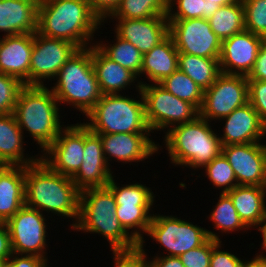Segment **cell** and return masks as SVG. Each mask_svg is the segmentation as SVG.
<instances>
[{
  "label": "cell",
  "mask_w": 266,
  "mask_h": 267,
  "mask_svg": "<svg viewBox=\"0 0 266 267\" xmlns=\"http://www.w3.org/2000/svg\"><path fill=\"white\" fill-rule=\"evenodd\" d=\"M25 205L42 212H51L65 218L79 217L80 190L71 177L53 171L39 159L25 167ZM72 225V226H71Z\"/></svg>",
  "instance_id": "obj_1"
},
{
  "label": "cell",
  "mask_w": 266,
  "mask_h": 267,
  "mask_svg": "<svg viewBox=\"0 0 266 267\" xmlns=\"http://www.w3.org/2000/svg\"><path fill=\"white\" fill-rule=\"evenodd\" d=\"M101 23V19L91 10L87 0L39 2L37 33L48 38L72 42L79 49L87 48L89 43L91 44Z\"/></svg>",
  "instance_id": "obj_2"
},
{
  "label": "cell",
  "mask_w": 266,
  "mask_h": 267,
  "mask_svg": "<svg viewBox=\"0 0 266 267\" xmlns=\"http://www.w3.org/2000/svg\"><path fill=\"white\" fill-rule=\"evenodd\" d=\"M116 201L108 187L88 188L80 192L79 217L71 228L98 233L109 241L111 250H129L139 243L121 225L115 215Z\"/></svg>",
  "instance_id": "obj_3"
},
{
  "label": "cell",
  "mask_w": 266,
  "mask_h": 267,
  "mask_svg": "<svg viewBox=\"0 0 266 267\" xmlns=\"http://www.w3.org/2000/svg\"><path fill=\"white\" fill-rule=\"evenodd\" d=\"M53 91L42 85H25L17 98L14 116L22 132L28 131L44 152L63 129Z\"/></svg>",
  "instance_id": "obj_4"
},
{
  "label": "cell",
  "mask_w": 266,
  "mask_h": 267,
  "mask_svg": "<svg viewBox=\"0 0 266 267\" xmlns=\"http://www.w3.org/2000/svg\"><path fill=\"white\" fill-rule=\"evenodd\" d=\"M211 123L198 116L194 121L172 127L165 132V146L172 164L194 170L204 168L222 153L219 136Z\"/></svg>",
  "instance_id": "obj_5"
},
{
  "label": "cell",
  "mask_w": 266,
  "mask_h": 267,
  "mask_svg": "<svg viewBox=\"0 0 266 267\" xmlns=\"http://www.w3.org/2000/svg\"><path fill=\"white\" fill-rule=\"evenodd\" d=\"M55 78L56 84L50 88L59 104H69L85 116L103 95L92 66V45L78 49Z\"/></svg>",
  "instance_id": "obj_6"
},
{
  "label": "cell",
  "mask_w": 266,
  "mask_h": 267,
  "mask_svg": "<svg viewBox=\"0 0 266 267\" xmlns=\"http://www.w3.org/2000/svg\"><path fill=\"white\" fill-rule=\"evenodd\" d=\"M135 86L141 100L120 94L102 95L86 115L90 122L84 124L96 134H150L139 82Z\"/></svg>",
  "instance_id": "obj_7"
},
{
  "label": "cell",
  "mask_w": 266,
  "mask_h": 267,
  "mask_svg": "<svg viewBox=\"0 0 266 267\" xmlns=\"http://www.w3.org/2000/svg\"><path fill=\"white\" fill-rule=\"evenodd\" d=\"M139 84L146 122L152 133L166 128L170 130L174 126L192 122L199 116V110L193 104L179 99L159 84L142 81Z\"/></svg>",
  "instance_id": "obj_8"
},
{
  "label": "cell",
  "mask_w": 266,
  "mask_h": 267,
  "mask_svg": "<svg viewBox=\"0 0 266 267\" xmlns=\"http://www.w3.org/2000/svg\"><path fill=\"white\" fill-rule=\"evenodd\" d=\"M178 218L153 214L147 231V236L169 252L167 256H179L203 245L209 238L221 241L217 233Z\"/></svg>",
  "instance_id": "obj_9"
},
{
  "label": "cell",
  "mask_w": 266,
  "mask_h": 267,
  "mask_svg": "<svg viewBox=\"0 0 266 267\" xmlns=\"http://www.w3.org/2000/svg\"><path fill=\"white\" fill-rule=\"evenodd\" d=\"M248 102L247 76L221 73L215 83L204 91L199 116L209 122L220 120Z\"/></svg>",
  "instance_id": "obj_10"
},
{
  "label": "cell",
  "mask_w": 266,
  "mask_h": 267,
  "mask_svg": "<svg viewBox=\"0 0 266 267\" xmlns=\"http://www.w3.org/2000/svg\"><path fill=\"white\" fill-rule=\"evenodd\" d=\"M45 215L24 205L5 224L8 227L12 251L20 255H35L48 262L46 257L47 224Z\"/></svg>",
  "instance_id": "obj_11"
},
{
  "label": "cell",
  "mask_w": 266,
  "mask_h": 267,
  "mask_svg": "<svg viewBox=\"0 0 266 267\" xmlns=\"http://www.w3.org/2000/svg\"><path fill=\"white\" fill-rule=\"evenodd\" d=\"M169 35L179 53L220 58L222 41L206 18L168 19Z\"/></svg>",
  "instance_id": "obj_12"
},
{
  "label": "cell",
  "mask_w": 266,
  "mask_h": 267,
  "mask_svg": "<svg viewBox=\"0 0 266 267\" xmlns=\"http://www.w3.org/2000/svg\"><path fill=\"white\" fill-rule=\"evenodd\" d=\"M78 49L72 42L33 33L29 85L42 86L45 79L55 80L59 70Z\"/></svg>",
  "instance_id": "obj_13"
},
{
  "label": "cell",
  "mask_w": 266,
  "mask_h": 267,
  "mask_svg": "<svg viewBox=\"0 0 266 267\" xmlns=\"http://www.w3.org/2000/svg\"><path fill=\"white\" fill-rule=\"evenodd\" d=\"M84 146L85 124L64 126L40 159L56 173L72 178L83 162Z\"/></svg>",
  "instance_id": "obj_14"
},
{
  "label": "cell",
  "mask_w": 266,
  "mask_h": 267,
  "mask_svg": "<svg viewBox=\"0 0 266 267\" xmlns=\"http://www.w3.org/2000/svg\"><path fill=\"white\" fill-rule=\"evenodd\" d=\"M222 154L231 165L238 185L266 187V144L225 145Z\"/></svg>",
  "instance_id": "obj_15"
},
{
  "label": "cell",
  "mask_w": 266,
  "mask_h": 267,
  "mask_svg": "<svg viewBox=\"0 0 266 267\" xmlns=\"http://www.w3.org/2000/svg\"><path fill=\"white\" fill-rule=\"evenodd\" d=\"M264 40L247 30L223 40L219 58L221 72L248 76Z\"/></svg>",
  "instance_id": "obj_16"
},
{
  "label": "cell",
  "mask_w": 266,
  "mask_h": 267,
  "mask_svg": "<svg viewBox=\"0 0 266 267\" xmlns=\"http://www.w3.org/2000/svg\"><path fill=\"white\" fill-rule=\"evenodd\" d=\"M108 166L100 136L85 125V146L81 167L72 177L76 187L82 191L88 188L107 187L114 176Z\"/></svg>",
  "instance_id": "obj_17"
},
{
  "label": "cell",
  "mask_w": 266,
  "mask_h": 267,
  "mask_svg": "<svg viewBox=\"0 0 266 267\" xmlns=\"http://www.w3.org/2000/svg\"><path fill=\"white\" fill-rule=\"evenodd\" d=\"M102 141V148L108 166L114 158L118 162H140L148 159L159 148L153 139L149 138V134H132V133H116V134H98Z\"/></svg>",
  "instance_id": "obj_18"
},
{
  "label": "cell",
  "mask_w": 266,
  "mask_h": 267,
  "mask_svg": "<svg viewBox=\"0 0 266 267\" xmlns=\"http://www.w3.org/2000/svg\"><path fill=\"white\" fill-rule=\"evenodd\" d=\"M115 33L132 43L142 54L149 52L169 35L167 15L147 19H117Z\"/></svg>",
  "instance_id": "obj_19"
},
{
  "label": "cell",
  "mask_w": 266,
  "mask_h": 267,
  "mask_svg": "<svg viewBox=\"0 0 266 267\" xmlns=\"http://www.w3.org/2000/svg\"><path fill=\"white\" fill-rule=\"evenodd\" d=\"M220 120L225 121L219 136L222 146L261 142L266 135V126L249 102Z\"/></svg>",
  "instance_id": "obj_20"
},
{
  "label": "cell",
  "mask_w": 266,
  "mask_h": 267,
  "mask_svg": "<svg viewBox=\"0 0 266 267\" xmlns=\"http://www.w3.org/2000/svg\"><path fill=\"white\" fill-rule=\"evenodd\" d=\"M33 49V33L0 38V73L29 85V68Z\"/></svg>",
  "instance_id": "obj_21"
},
{
  "label": "cell",
  "mask_w": 266,
  "mask_h": 267,
  "mask_svg": "<svg viewBox=\"0 0 266 267\" xmlns=\"http://www.w3.org/2000/svg\"><path fill=\"white\" fill-rule=\"evenodd\" d=\"M40 0H0V31L4 36L37 32Z\"/></svg>",
  "instance_id": "obj_22"
},
{
  "label": "cell",
  "mask_w": 266,
  "mask_h": 267,
  "mask_svg": "<svg viewBox=\"0 0 266 267\" xmlns=\"http://www.w3.org/2000/svg\"><path fill=\"white\" fill-rule=\"evenodd\" d=\"M227 194L233 201L243 223L260 231L266 217V187L255 185H237Z\"/></svg>",
  "instance_id": "obj_23"
},
{
  "label": "cell",
  "mask_w": 266,
  "mask_h": 267,
  "mask_svg": "<svg viewBox=\"0 0 266 267\" xmlns=\"http://www.w3.org/2000/svg\"><path fill=\"white\" fill-rule=\"evenodd\" d=\"M92 66L103 95L121 94L122 89L138 81L133 72L112 61L95 44L92 45Z\"/></svg>",
  "instance_id": "obj_24"
},
{
  "label": "cell",
  "mask_w": 266,
  "mask_h": 267,
  "mask_svg": "<svg viewBox=\"0 0 266 267\" xmlns=\"http://www.w3.org/2000/svg\"><path fill=\"white\" fill-rule=\"evenodd\" d=\"M25 166L0 165V219L6 222L25 205Z\"/></svg>",
  "instance_id": "obj_25"
},
{
  "label": "cell",
  "mask_w": 266,
  "mask_h": 267,
  "mask_svg": "<svg viewBox=\"0 0 266 267\" xmlns=\"http://www.w3.org/2000/svg\"><path fill=\"white\" fill-rule=\"evenodd\" d=\"M23 135L13 113L0 115V165L26 167L40 159L38 155L25 158Z\"/></svg>",
  "instance_id": "obj_26"
},
{
  "label": "cell",
  "mask_w": 266,
  "mask_h": 267,
  "mask_svg": "<svg viewBox=\"0 0 266 267\" xmlns=\"http://www.w3.org/2000/svg\"><path fill=\"white\" fill-rule=\"evenodd\" d=\"M178 54L172 37L168 35L149 52L143 54L140 75L146 74L145 77L147 76L153 84L160 83L178 69Z\"/></svg>",
  "instance_id": "obj_27"
},
{
  "label": "cell",
  "mask_w": 266,
  "mask_h": 267,
  "mask_svg": "<svg viewBox=\"0 0 266 267\" xmlns=\"http://www.w3.org/2000/svg\"><path fill=\"white\" fill-rule=\"evenodd\" d=\"M178 69L188 75L202 90L210 88L222 73L219 58L178 54Z\"/></svg>",
  "instance_id": "obj_28"
},
{
  "label": "cell",
  "mask_w": 266,
  "mask_h": 267,
  "mask_svg": "<svg viewBox=\"0 0 266 267\" xmlns=\"http://www.w3.org/2000/svg\"><path fill=\"white\" fill-rule=\"evenodd\" d=\"M207 19L212 31L221 41L244 31L245 20L242 0L212 9L211 15Z\"/></svg>",
  "instance_id": "obj_29"
},
{
  "label": "cell",
  "mask_w": 266,
  "mask_h": 267,
  "mask_svg": "<svg viewBox=\"0 0 266 267\" xmlns=\"http://www.w3.org/2000/svg\"><path fill=\"white\" fill-rule=\"evenodd\" d=\"M153 205L116 203V217L123 228L139 243V246L144 245L145 240H143L142 233L147 234L153 216L149 211ZM130 229L133 230L130 232Z\"/></svg>",
  "instance_id": "obj_30"
},
{
  "label": "cell",
  "mask_w": 266,
  "mask_h": 267,
  "mask_svg": "<svg viewBox=\"0 0 266 267\" xmlns=\"http://www.w3.org/2000/svg\"><path fill=\"white\" fill-rule=\"evenodd\" d=\"M168 0H121L108 19H147L167 15Z\"/></svg>",
  "instance_id": "obj_31"
},
{
  "label": "cell",
  "mask_w": 266,
  "mask_h": 267,
  "mask_svg": "<svg viewBox=\"0 0 266 267\" xmlns=\"http://www.w3.org/2000/svg\"><path fill=\"white\" fill-rule=\"evenodd\" d=\"M116 43H96V46L112 61L129 69L138 78L140 77L143 54L129 41L120 38L116 34Z\"/></svg>",
  "instance_id": "obj_32"
},
{
  "label": "cell",
  "mask_w": 266,
  "mask_h": 267,
  "mask_svg": "<svg viewBox=\"0 0 266 267\" xmlns=\"http://www.w3.org/2000/svg\"><path fill=\"white\" fill-rule=\"evenodd\" d=\"M158 84L174 96L190 102L200 110L203 103L204 90L184 72L177 69L171 76L164 78Z\"/></svg>",
  "instance_id": "obj_33"
},
{
  "label": "cell",
  "mask_w": 266,
  "mask_h": 267,
  "mask_svg": "<svg viewBox=\"0 0 266 267\" xmlns=\"http://www.w3.org/2000/svg\"><path fill=\"white\" fill-rule=\"evenodd\" d=\"M209 219L214 223L215 229L221 230L222 233L249 229L240 219L233 201L227 193L220 192L218 202Z\"/></svg>",
  "instance_id": "obj_34"
},
{
  "label": "cell",
  "mask_w": 266,
  "mask_h": 267,
  "mask_svg": "<svg viewBox=\"0 0 266 267\" xmlns=\"http://www.w3.org/2000/svg\"><path fill=\"white\" fill-rule=\"evenodd\" d=\"M113 176L110 179L108 188L112 191L116 203H129V204H153L154 193L150 188L141 184L133 183L122 185L121 187L116 184Z\"/></svg>",
  "instance_id": "obj_35"
},
{
  "label": "cell",
  "mask_w": 266,
  "mask_h": 267,
  "mask_svg": "<svg viewBox=\"0 0 266 267\" xmlns=\"http://www.w3.org/2000/svg\"><path fill=\"white\" fill-rule=\"evenodd\" d=\"M204 168L206 176L213 183V187L221 188V193H227L238 185L234 171L222 153Z\"/></svg>",
  "instance_id": "obj_36"
},
{
  "label": "cell",
  "mask_w": 266,
  "mask_h": 267,
  "mask_svg": "<svg viewBox=\"0 0 266 267\" xmlns=\"http://www.w3.org/2000/svg\"><path fill=\"white\" fill-rule=\"evenodd\" d=\"M211 12L212 8L206 0H168L167 19H207Z\"/></svg>",
  "instance_id": "obj_37"
},
{
  "label": "cell",
  "mask_w": 266,
  "mask_h": 267,
  "mask_svg": "<svg viewBox=\"0 0 266 267\" xmlns=\"http://www.w3.org/2000/svg\"><path fill=\"white\" fill-rule=\"evenodd\" d=\"M245 30L266 39V0H242Z\"/></svg>",
  "instance_id": "obj_38"
},
{
  "label": "cell",
  "mask_w": 266,
  "mask_h": 267,
  "mask_svg": "<svg viewBox=\"0 0 266 267\" xmlns=\"http://www.w3.org/2000/svg\"><path fill=\"white\" fill-rule=\"evenodd\" d=\"M24 86L19 79L0 73V115L14 112L18 95Z\"/></svg>",
  "instance_id": "obj_39"
},
{
  "label": "cell",
  "mask_w": 266,
  "mask_h": 267,
  "mask_svg": "<svg viewBox=\"0 0 266 267\" xmlns=\"http://www.w3.org/2000/svg\"><path fill=\"white\" fill-rule=\"evenodd\" d=\"M220 241L209 238L203 245L179 255L184 267H210L212 249Z\"/></svg>",
  "instance_id": "obj_40"
},
{
  "label": "cell",
  "mask_w": 266,
  "mask_h": 267,
  "mask_svg": "<svg viewBox=\"0 0 266 267\" xmlns=\"http://www.w3.org/2000/svg\"><path fill=\"white\" fill-rule=\"evenodd\" d=\"M144 246L129 250H113L114 267H149Z\"/></svg>",
  "instance_id": "obj_41"
},
{
  "label": "cell",
  "mask_w": 266,
  "mask_h": 267,
  "mask_svg": "<svg viewBox=\"0 0 266 267\" xmlns=\"http://www.w3.org/2000/svg\"><path fill=\"white\" fill-rule=\"evenodd\" d=\"M249 103L266 126V81H248Z\"/></svg>",
  "instance_id": "obj_42"
},
{
  "label": "cell",
  "mask_w": 266,
  "mask_h": 267,
  "mask_svg": "<svg viewBox=\"0 0 266 267\" xmlns=\"http://www.w3.org/2000/svg\"><path fill=\"white\" fill-rule=\"evenodd\" d=\"M220 241L213 249L210 258V267H244L245 262L244 259L241 261L238 256L229 253L228 251H221Z\"/></svg>",
  "instance_id": "obj_43"
},
{
  "label": "cell",
  "mask_w": 266,
  "mask_h": 267,
  "mask_svg": "<svg viewBox=\"0 0 266 267\" xmlns=\"http://www.w3.org/2000/svg\"><path fill=\"white\" fill-rule=\"evenodd\" d=\"M16 255V256H15ZM49 264L35 255H21L13 253L8 260H4L1 267H47Z\"/></svg>",
  "instance_id": "obj_44"
},
{
  "label": "cell",
  "mask_w": 266,
  "mask_h": 267,
  "mask_svg": "<svg viewBox=\"0 0 266 267\" xmlns=\"http://www.w3.org/2000/svg\"><path fill=\"white\" fill-rule=\"evenodd\" d=\"M248 81H266V39L260 46L253 69L247 76Z\"/></svg>",
  "instance_id": "obj_45"
},
{
  "label": "cell",
  "mask_w": 266,
  "mask_h": 267,
  "mask_svg": "<svg viewBox=\"0 0 266 267\" xmlns=\"http://www.w3.org/2000/svg\"><path fill=\"white\" fill-rule=\"evenodd\" d=\"M91 10L104 22L119 6L121 0H87Z\"/></svg>",
  "instance_id": "obj_46"
},
{
  "label": "cell",
  "mask_w": 266,
  "mask_h": 267,
  "mask_svg": "<svg viewBox=\"0 0 266 267\" xmlns=\"http://www.w3.org/2000/svg\"><path fill=\"white\" fill-rule=\"evenodd\" d=\"M13 254L9 230L5 222L0 225V261L8 260Z\"/></svg>",
  "instance_id": "obj_47"
},
{
  "label": "cell",
  "mask_w": 266,
  "mask_h": 267,
  "mask_svg": "<svg viewBox=\"0 0 266 267\" xmlns=\"http://www.w3.org/2000/svg\"><path fill=\"white\" fill-rule=\"evenodd\" d=\"M149 267H184V265L178 256L164 255L160 257L157 254L154 259L149 260Z\"/></svg>",
  "instance_id": "obj_48"
},
{
  "label": "cell",
  "mask_w": 266,
  "mask_h": 267,
  "mask_svg": "<svg viewBox=\"0 0 266 267\" xmlns=\"http://www.w3.org/2000/svg\"><path fill=\"white\" fill-rule=\"evenodd\" d=\"M244 267H266V255L256 254L251 261L246 260Z\"/></svg>",
  "instance_id": "obj_49"
},
{
  "label": "cell",
  "mask_w": 266,
  "mask_h": 267,
  "mask_svg": "<svg viewBox=\"0 0 266 267\" xmlns=\"http://www.w3.org/2000/svg\"><path fill=\"white\" fill-rule=\"evenodd\" d=\"M240 0H206L207 4L212 8L216 9L224 5L234 4Z\"/></svg>",
  "instance_id": "obj_50"
},
{
  "label": "cell",
  "mask_w": 266,
  "mask_h": 267,
  "mask_svg": "<svg viewBox=\"0 0 266 267\" xmlns=\"http://www.w3.org/2000/svg\"><path fill=\"white\" fill-rule=\"evenodd\" d=\"M262 233V236L261 237H263V242H262V248L265 250V252H266V217H265V223H264V226H263V228L260 230Z\"/></svg>",
  "instance_id": "obj_51"
}]
</instances>
